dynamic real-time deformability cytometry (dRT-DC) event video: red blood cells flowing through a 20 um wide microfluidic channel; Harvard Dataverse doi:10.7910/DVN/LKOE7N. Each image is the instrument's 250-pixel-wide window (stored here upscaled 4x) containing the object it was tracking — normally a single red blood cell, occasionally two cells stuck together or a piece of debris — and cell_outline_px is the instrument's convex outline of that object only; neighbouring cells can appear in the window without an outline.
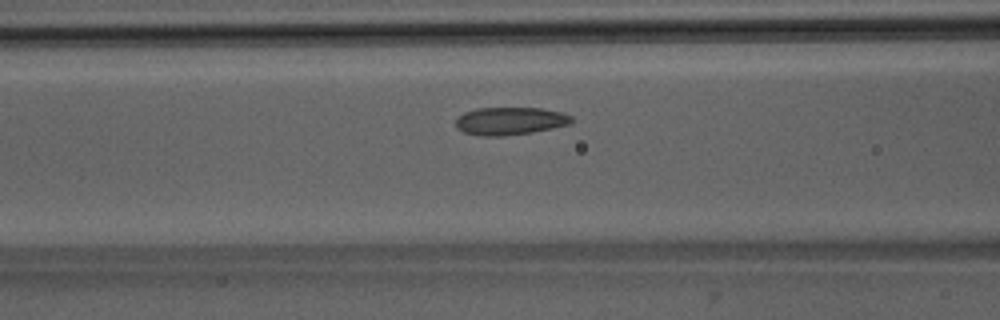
{"species": "Egyptian fruit bat (a non-hibernating species)", "species_latin": "Rousettus aegyptiacus", "temperature_condition": "room temperature", "stored_images_in_passage": 42, "camera_frame_rate_fps": 3000, "um_per_image_px": 0.085, "animal": {"sex": "male"}, "frame": {"image": 1, "passage_image": 12, "time_ms": 3.667, "image_size_px": [1000, 320], "cell_outline_px": [[572, 120], [568, 124], [552, 128], [532, 132], [500, 136], [480, 136], [464, 132], [456, 128], [456, 120], [464, 112], [476, 108], [540, 108], [564, 112], [572, 116]], "centroid_in_image_um": [43.34, 10.28], "position_along_channel_um": 123.3, "area_um2": 18.67}}
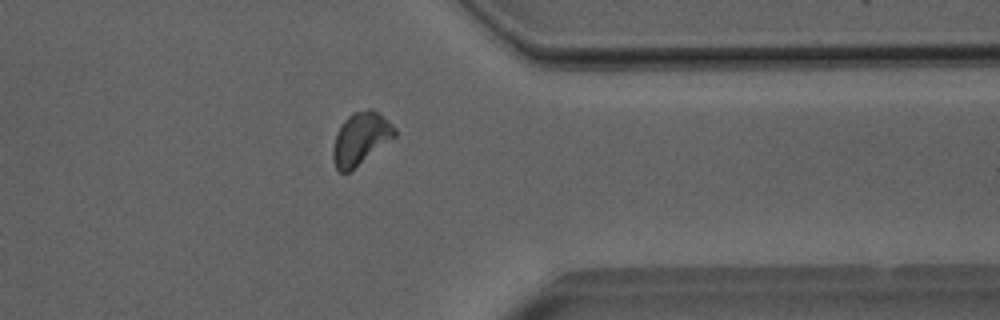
{"frame": {"image": 2, "passage_image": 32, "time_ms": 10.333, "image_size_px": [1000, 320], "cell_outline_px": [[396, 136], [348, 172], [340, 172], [336, 168], [332, 160], [332, 148], [336, 132], [344, 120], [352, 112], [368, 108], [372, 108], [388, 120], [396, 128]], "centroid_in_image_um": [30.63, 11.75], "position_along_channel_um": 380.8, "area_um2": 18.79}}
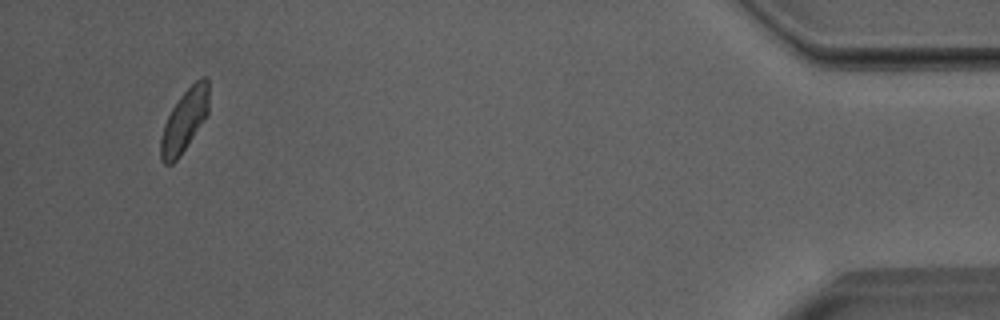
{"frame": {"image": 3, "passage_image": 40, "time_ms": 13.0, "image_size_px": [1000, 320], "cell_outline_px": [[208, 112], [180, 156], [172, 164], [164, 164], [160, 156], [160, 136], [164, 124], [172, 108], [180, 96], [200, 76], [208, 76]], "centroid_in_image_um": [15.66, 10.24], "position_along_channel_um": 419.5, "area_um2": 17.28}, "authors_computed_cell_mechanics": {"area_um2": 18.5538, "velocity_mm_per_s": 3.9697, "shape_relaxation_time_tau1_ms": 4.6944, "shape_relaxation_time_tau2_ms": 5.0968, "deformation_change_tau1": 0.0908, "deformation_change_tau2": 0.0943}}